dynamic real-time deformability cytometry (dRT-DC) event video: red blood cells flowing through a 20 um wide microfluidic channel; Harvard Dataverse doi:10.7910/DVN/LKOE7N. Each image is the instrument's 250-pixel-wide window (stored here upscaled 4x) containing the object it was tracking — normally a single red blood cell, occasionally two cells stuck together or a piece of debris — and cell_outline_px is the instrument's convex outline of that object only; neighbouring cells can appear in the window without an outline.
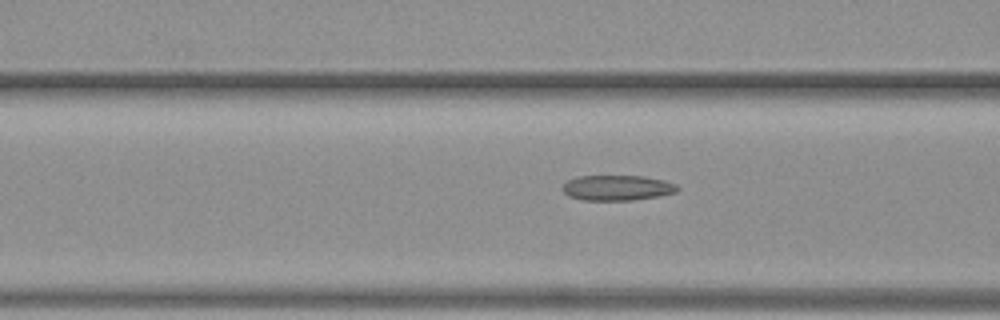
{"species": "common noctule bat (a hibernating species)", "species_latin": "Nyctalus noctula", "temperature_condition": "warm", "stored_images_in_passage": 17, "camera_frame_rate_fps": 3000, "um_per_image_px": 0.085, "animal": {"sex": "female", "body_mass_g": 19.3, "forearm_length_mm": 54.1}, "frame": {"image": 1, "passage_image": 15, "time_ms": 4.667, "image_size_px": [1000, 320], "cell_outline_px": [[680, 188], [676, 192], [660, 196], [632, 200], [584, 200], [568, 196], [564, 192], [564, 184], [568, 180], [576, 176], [644, 176], [664, 180], [676, 184]], "centroid_in_image_um": [52.49, 15.96], "position_along_channel_um": 114.1, "area_um2": 16.94}}